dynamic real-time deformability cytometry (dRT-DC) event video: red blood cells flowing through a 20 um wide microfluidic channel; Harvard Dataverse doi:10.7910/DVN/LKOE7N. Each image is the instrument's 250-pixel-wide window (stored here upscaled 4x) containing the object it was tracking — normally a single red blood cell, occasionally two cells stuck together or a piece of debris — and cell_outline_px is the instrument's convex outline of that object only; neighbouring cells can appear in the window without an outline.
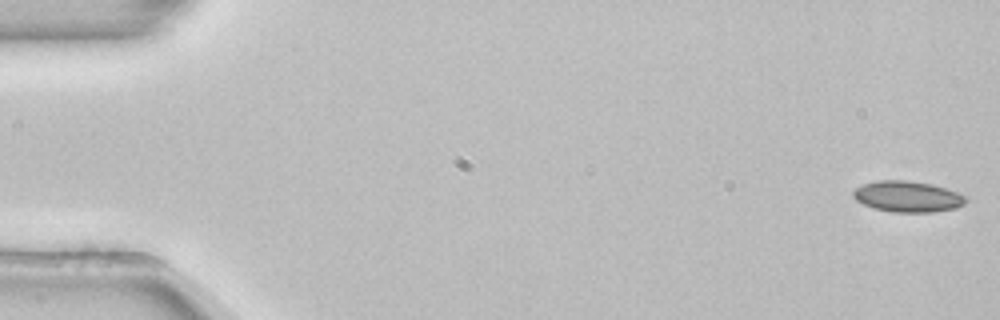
{"species": "common noctule bat (a hibernating species)", "species_latin": "Nyctalus noctula", "temperature_condition": "room temperature", "stored_images_in_passage": 53, "camera_frame_rate_fps": 3000, "um_per_image_px": 0.085, "animal": {"sex": "female", "body_mass_g": 22.7, "forearm_length_mm": 54.2}, "frame": {"image": 1, "passage_image": 1, "time_ms": 0.0, "image_size_px": [1000, 320], "cell_outline_px": [[968, 200], [964, 204], [956, 208], [932, 212], [892, 212], [876, 208], [864, 204], [856, 200], [852, 196], [852, 192], [856, 188], [864, 184], [876, 180], [908, 180], [932, 184], [956, 192], [964, 196]], "centroid_in_image_um": [77.14, 16.7], "position_along_channel_um": 7.9, "area_um2": 20.23}}
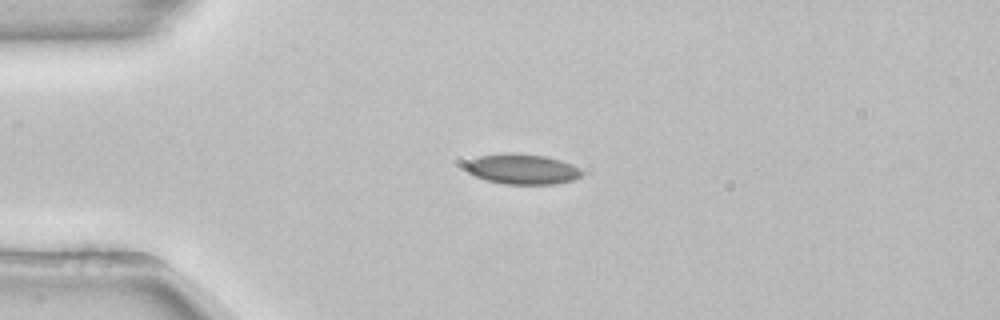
{"frame": {"image": 2, "passage_image": 13, "time_ms": 4.0, "image_size_px": [1000, 320], "cell_outline_px": [[580, 176], [572, 180], [556, 184], [504, 184], [484, 180], [468, 172], [464, 168], [464, 164], [468, 160], [480, 156], [504, 152], [516, 152], [544, 156], [560, 160], [572, 164], [580, 168]], "centroid_in_image_um": [44.33, 14.36], "position_along_channel_um": 40.7, "area_um2": 20.69}}
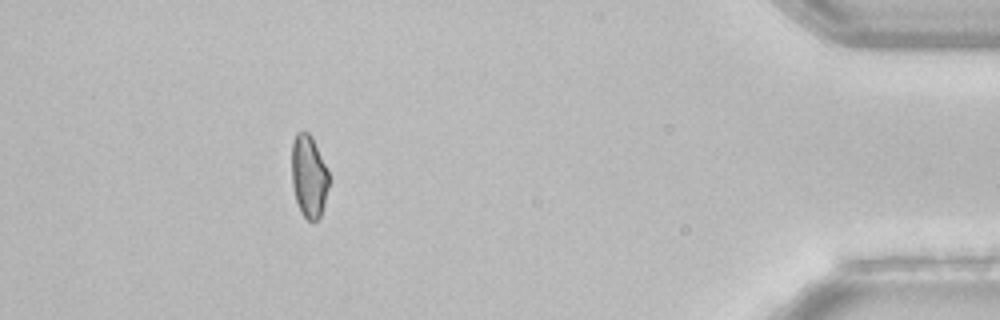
{"frame": {"image": 3, "passage_image": 48, "time_ms": 15.667, "image_size_px": [1000, 320], "cell_outline_px": [[332, 180], [320, 216], [312, 224], [300, 212], [296, 200], [292, 184], [292, 140], [296, 132], [308, 132], [312, 136]], "centroid_in_image_um": [26.27, 15.0], "position_along_channel_um": 408.9, "area_um2": 18.21}}